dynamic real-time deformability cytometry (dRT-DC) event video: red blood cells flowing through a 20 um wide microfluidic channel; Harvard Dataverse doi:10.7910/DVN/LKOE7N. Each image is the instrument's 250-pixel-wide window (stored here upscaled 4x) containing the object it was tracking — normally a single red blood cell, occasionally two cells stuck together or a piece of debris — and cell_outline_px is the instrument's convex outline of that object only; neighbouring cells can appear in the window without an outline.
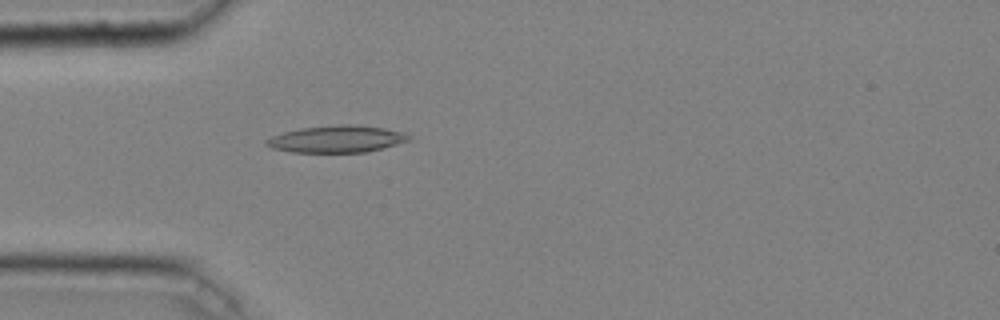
{"species": "common noctule bat (a hibernating species)", "species_latin": "Nyctalus noctula", "temperature_condition": "cold", "stored_images_in_passage": 38, "camera_frame_rate_fps": 3000, "um_per_image_px": 0.085, "animal": {"sex": "male", "body_mass_g": 20.4}, "frame": {"image": 1, "passage_image": 7, "time_ms": 2.0, "image_size_px": [1000, 320], "cell_outline_px": [[412, 140], [364, 152], [292, 152], [272, 148], [264, 144], [264, 140], [272, 136], [284, 132], [300, 128], [340, 124], [348, 124], [384, 128], [404, 132], [412, 136]], "centroid_in_image_um": [28.61, 11.81], "position_along_channel_um": 56.4, "area_um2": 22.31}}
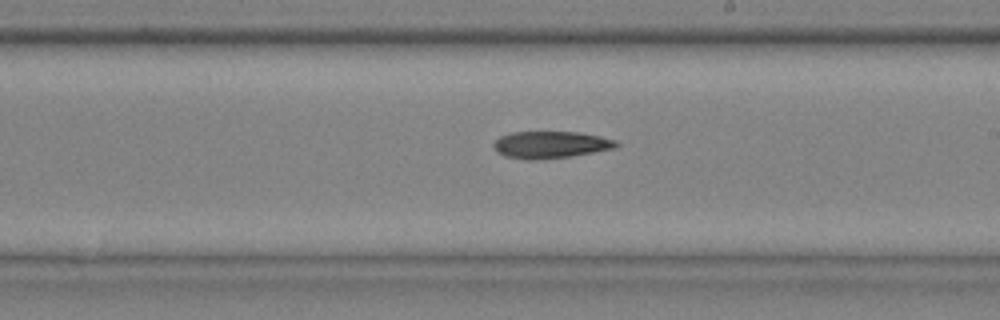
{"frame": {"image": 2, "passage_image": 21, "time_ms": 6.667, "image_size_px": [1000, 320], "cell_outline_px": [[620, 144], [616, 148], [572, 156], [536, 160], [524, 160], [504, 156], [496, 152], [492, 148], [492, 144], [500, 136], [512, 132], [576, 132], [600, 136], [616, 140]], "centroid_in_image_um": [46.77, 12.31], "position_along_channel_um": 242.2, "area_um2": 19.54}}
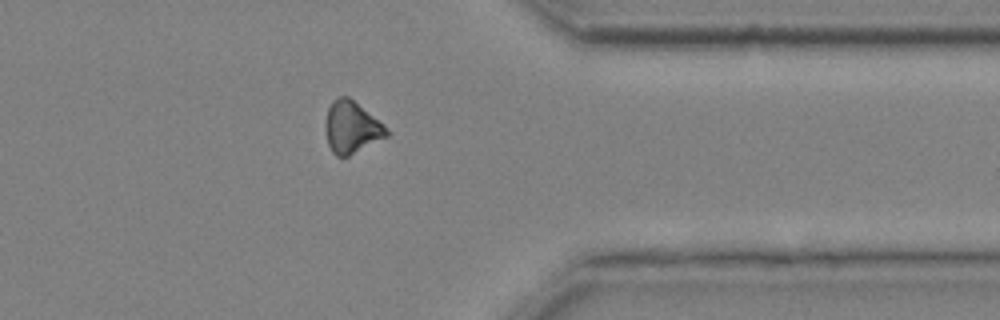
{"frame": {"image": 3, "passage_image": 32, "time_ms": 10.333, "image_size_px": [1000, 320], "cell_outline_px": [[388, 136], [348, 156], [336, 156], [332, 152], [328, 144], [324, 128], [324, 120], [328, 108], [332, 100], [336, 96], [348, 96], [384, 124], [388, 132]], "centroid_in_image_um": [29.84, 10.8], "position_along_channel_um": 381.6, "area_um2": 18.61}}